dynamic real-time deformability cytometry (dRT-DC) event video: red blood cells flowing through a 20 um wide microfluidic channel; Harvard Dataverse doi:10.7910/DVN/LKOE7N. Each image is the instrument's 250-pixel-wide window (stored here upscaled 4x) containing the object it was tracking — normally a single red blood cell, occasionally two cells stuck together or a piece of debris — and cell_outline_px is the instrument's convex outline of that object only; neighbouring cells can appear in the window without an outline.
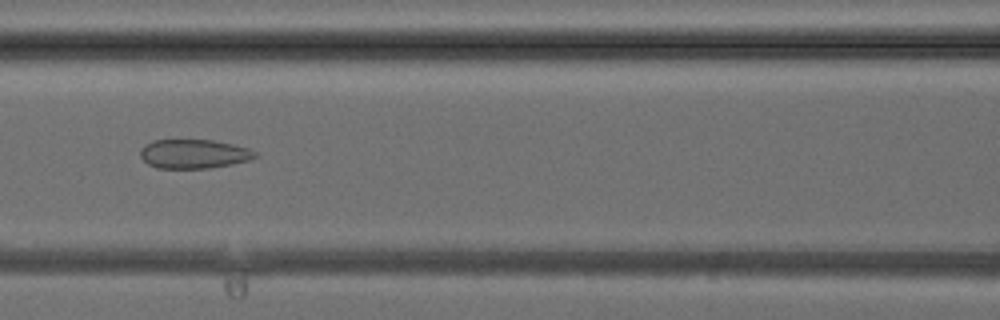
{"species": "common noctule bat (a hibernating species)", "species_latin": "Nyctalus noctula", "temperature_condition": "cold", "stored_images_in_passage": 34, "camera_frame_rate_fps": 3000, "um_per_image_px": 0.085, "animal": {"sex": "female", "body_mass_g": 24.6, "forearm_length_mm": 56.2}, "frame": {"image": 1, "passage_image": 11, "time_ms": 3.333, "image_size_px": [1000, 320], "cell_outline_px": [[260, 156], [248, 160], [232, 164], [208, 168], [156, 168], [148, 164], [140, 156], [140, 148], [144, 144], [152, 140], [212, 140], [232, 144], [248, 148], [256, 152]], "centroid_in_image_um": [16.46, 13.08], "position_along_channel_um": 150.1, "area_um2": 19.54}}
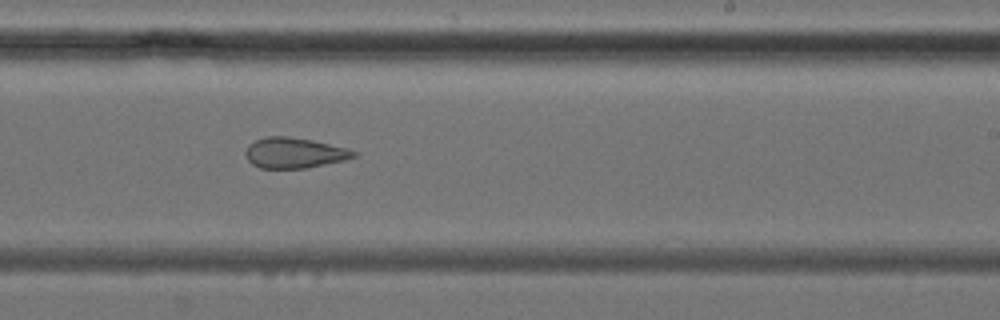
{"frame": {"image": 2, "passage_image": 18, "time_ms": 5.667, "image_size_px": [1000, 320], "cell_outline_px": [[360, 156], [344, 160], [304, 168], [260, 168], [252, 164], [244, 156], [244, 152], [248, 144], [256, 140], [268, 136], [288, 136], [312, 140], [348, 148], [360, 152]], "centroid_in_image_um": [25.03, 12.99], "position_along_channel_um": 264.0, "area_um2": 19.42}}
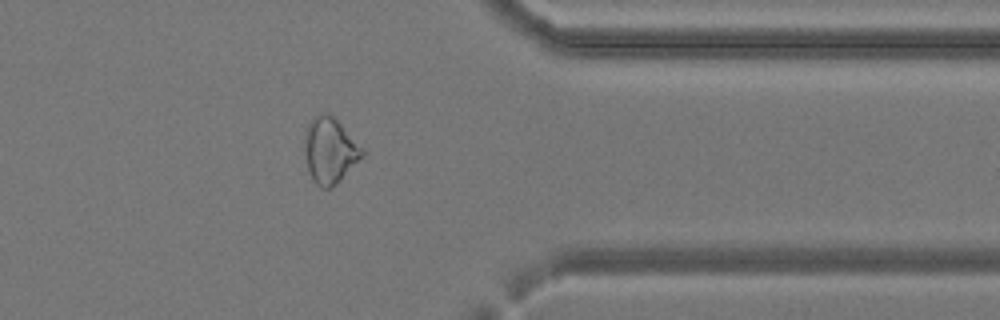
{"frame": {"image": 3, "passage_image": 26, "time_ms": 8.333, "image_size_px": [1000, 320], "cell_outline_px": [[364, 156], [332, 188], [320, 188], [316, 184], [308, 168], [304, 144], [304, 136], [308, 124], [316, 116], [332, 116], [364, 148]], "centroid_in_image_um": [28.06, 12.84], "position_along_channel_um": 383.3, "area_um2": 21.5}}